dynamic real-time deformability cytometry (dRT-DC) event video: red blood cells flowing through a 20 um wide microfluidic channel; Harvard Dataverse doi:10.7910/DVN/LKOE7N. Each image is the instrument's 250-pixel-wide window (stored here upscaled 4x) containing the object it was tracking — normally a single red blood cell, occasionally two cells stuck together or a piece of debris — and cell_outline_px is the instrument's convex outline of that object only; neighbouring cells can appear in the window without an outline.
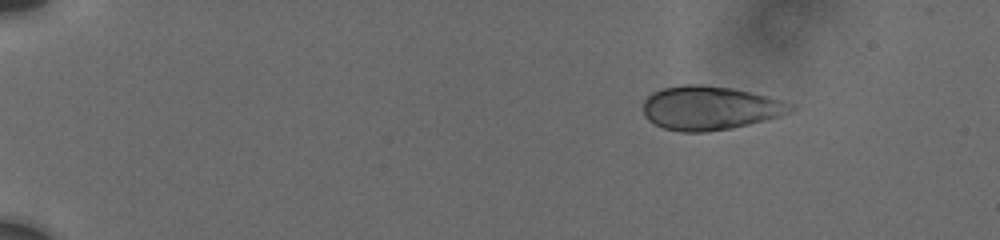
{"species": "human", "species_latin": "Homo sapiens", "temperature_condition": "cold", "stored_images_in_passage": 20, "camera_frame_rate_fps": 3000, "um_per_image_px": 0.085, "donor": {"sex": "male"}, "frame": {"image": 1, "passage_image": 4, "time_ms": 2.333, "image_size_px": [1000, 240], "cell_outline_px": [[796, 108], [780, 116], [732, 128], [708, 132], [680, 132], [664, 128], [648, 120], [644, 116], [644, 100], [652, 92], [664, 88], [684, 84], [704, 84], [732, 88], [768, 96], [792, 104]], "centroid_in_image_um": [60.32, 9.18], "position_along_channel_um": 24.7, "area_um2": 37.63}}
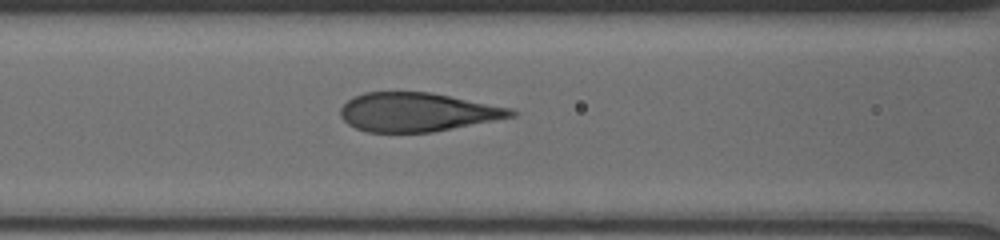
{"frame": {"image": 2, "passage_image": 13, "time_ms": 8.333, "image_size_px": [1000, 240], "cell_outline_px": [[516, 116], [432, 132], [368, 132], [356, 128], [348, 124], [340, 116], [340, 108], [352, 96], [364, 92], [428, 92], [512, 108], [516, 112]], "centroid_in_image_um": [35.44, 9.53], "position_along_channel_um": 131.2, "area_um2": 38.38}}
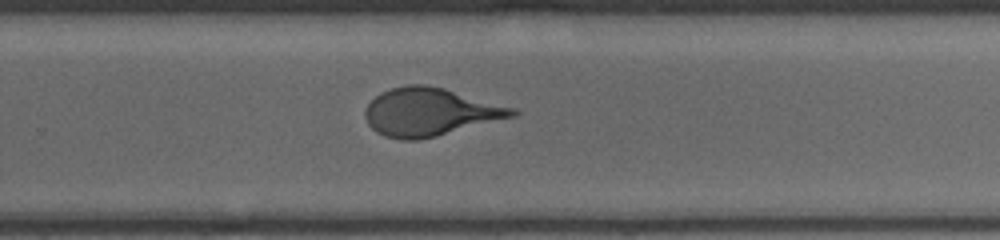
{"frame": {"image": 3, "passage_image": 20, "time_ms": 12.667, "image_size_px": [1000, 240], "cell_outline_px": [[520, 112], [516, 116], [420, 140], [400, 140], [384, 136], [376, 132], [368, 124], [364, 116], [364, 112], [368, 104], [380, 92], [392, 88], [408, 84], [424, 84], [444, 88], [516, 108]], "centroid_in_image_um": [36.54, 9.52], "position_along_channel_um": 293.3, "area_um2": 41.21}}